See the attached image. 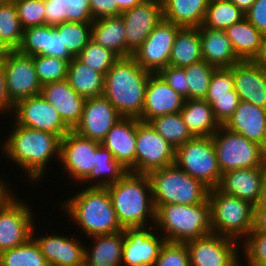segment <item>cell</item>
Segmentation results:
<instances>
[{"label": "cell", "instance_id": "cell-1", "mask_svg": "<svg viewBox=\"0 0 266 266\" xmlns=\"http://www.w3.org/2000/svg\"><path fill=\"white\" fill-rule=\"evenodd\" d=\"M11 131L1 145V153L19 169L24 170L29 181L39 182L47 171L50 161L60 160L61 139L50 132L22 127L14 121Z\"/></svg>", "mask_w": 266, "mask_h": 266}, {"label": "cell", "instance_id": "cell-2", "mask_svg": "<svg viewBox=\"0 0 266 266\" xmlns=\"http://www.w3.org/2000/svg\"><path fill=\"white\" fill-rule=\"evenodd\" d=\"M72 223L80 227L84 237L116 233L124 230L114 210L106 187H85L60 204Z\"/></svg>", "mask_w": 266, "mask_h": 266}, {"label": "cell", "instance_id": "cell-3", "mask_svg": "<svg viewBox=\"0 0 266 266\" xmlns=\"http://www.w3.org/2000/svg\"><path fill=\"white\" fill-rule=\"evenodd\" d=\"M151 74L132 56L120 57L105 74L103 96L113 104L122 117L140 119Z\"/></svg>", "mask_w": 266, "mask_h": 266}, {"label": "cell", "instance_id": "cell-4", "mask_svg": "<svg viewBox=\"0 0 266 266\" xmlns=\"http://www.w3.org/2000/svg\"><path fill=\"white\" fill-rule=\"evenodd\" d=\"M106 188L123 228L155 225L156 209L147 174L127 171Z\"/></svg>", "mask_w": 266, "mask_h": 266}, {"label": "cell", "instance_id": "cell-5", "mask_svg": "<svg viewBox=\"0 0 266 266\" xmlns=\"http://www.w3.org/2000/svg\"><path fill=\"white\" fill-rule=\"evenodd\" d=\"M154 226L166 242L172 243H186L211 234L209 201L195 205H160L156 209Z\"/></svg>", "mask_w": 266, "mask_h": 266}, {"label": "cell", "instance_id": "cell-6", "mask_svg": "<svg viewBox=\"0 0 266 266\" xmlns=\"http://www.w3.org/2000/svg\"><path fill=\"white\" fill-rule=\"evenodd\" d=\"M208 201L212 233L242 243L254 229L255 206L218 188L209 189Z\"/></svg>", "mask_w": 266, "mask_h": 266}, {"label": "cell", "instance_id": "cell-7", "mask_svg": "<svg viewBox=\"0 0 266 266\" xmlns=\"http://www.w3.org/2000/svg\"><path fill=\"white\" fill-rule=\"evenodd\" d=\"M155 209L164 204L195 205L208 199L209 188L175 163L147 174Z\"/></svg>", "mask_w": 266, "mask_h": 266}, {"label": "cell", "instance_id": "cell-8", "mask_svg": "<svg viewBox=\"0 0 266 266\" xmlns=\"http://www.w3.org/2000/svg\"><path fill=\"white\" fill-rule=\"evenodd\" d=\"M175 164L209 189L217 188L220 183L222 172L212 136H194L176 148Z\"/></svg>", "mask_w": 266, "mask_h": 266}, {"label": "cell", "instance_id": "cell-9", "mask_svg": "<svg viewBox=\"0 0 266 266\" xmlns=\"http://www.w3.org/2000/svg\"><path fill=\"white\" fill-rule=\"evenodd\" d=\"M222 173L239 168L266 167V150L223 125L212 135Z\"/></svg>", "mask_w": 266, "mask_h": 266}, {"label": "cell", "instance_id": "cell-10", "mask_svg": "<svg viewBox=\"0 0 266 266\" xmlns=\"http://www.w3.org/2000/svg\"><path fill=\"white\" fill-rule=\"evenodd\" d=\"M176 148L156 132L149 123L137 118L135 165L128 171L148 174L175 163Z\"/></svg>", "mask_w": 266, "mask_h": 266}, {"label": "cell", "instance_id": "cell-11", "mask_svg": "<svg viewBox=\"0 0 266 266\" xmlns=\"http://www.w3.org/2000/svg\"><path fill=\"white\" fill-rule=\"evenodd\" d=\"M33 212L28 201L15 194L0 205V252L22 245L32 237L36 225Z\"/></svg>", "mask_w": 266, "mask_h": 266}, {"label": "cell", "instance_id": "cell-12", "mask_svg": "<svg viewBox=\"0 0 266 266\" xmlns=\"http://www.w3.org/2000/svg\"><path fill=\"white\" fill-rule=\"evenodd\" d=\"M185 244L190 266H243L240 242L231 238L211 233Z\"/></svg>", "mask_w": 266, "mask_h": 266}, {"label": "cell", "instance_id": "cell-13", "mask_svg": "<svg viewBox=\"0 0 266 266\" xmlns=\"http://www.w3.org/2000/svg\"><path fill=\"white\" fill-rule=\"evenodd\" d=\"M101 143L83 137L71 129L60 141V165L74 180L81 184L91 173L97 161V147Z\"/></svg>", "mask_w": 266, "mask_h": 266}, {"label": "cell", "instance_id": "cell-14", "mask_svg": "<svg viewBox=\"0 0 266 266\" xmlns=\"http://www.w3.org/2000/svg\"><path fill=\"white\" fill-rule=\"evenodd\" d=\"M12 114L16 124L34 130L50 132L60 139L71 130L52 104L47 102L42 95L17 101Z\"/></svg>", "mask_w": 266, "mask_h": 266}, {"label": "cell", "instance_id": "cell-15", "mask_svg": "<svg viewBox=\"0 0 266 266\" xmlns=\"http://www.w3.org/2000/svg\"><path fill=\"white\" fill-rule=\"evenodd\" d=\"M180 26L162 19L132 57L145 70L158 73L169 66L175 36Z\"/></svg>", "mask_w": 266, "mask_h": 266}, {"label": "cell", "instance_id": "cell-16", "mask_svg": "<svg viewBox=\"0 0 266 266\" xmlns=\"http://www.w3.org/2000/svg\"><path fill=\"white\" fill-rule=\"evenodd\" d=\"M122 266H154L166 240L155 226L124 228Z\"/></svg>", "mask_w": 266, "mask_h": 266}, {"label": "cell", "instance_id": "cell-17", "mask_svg": "<svg viewBox=\"0 0 266 266\" xmlns=\"http://www.w3.org/2000/svg\"><path fill=\"white\" fill-rule=\"evenodd\" d=\"M3 62L8 92L14 103L41 95L43 85L38 79L32 56L13 50Z\"/></svg>", "mask_w": 266, "mask_h": 266}, {"label": "cell", "instance_id": "cell-18", "mask_svg": "<svg viewBox=\"0 0 266 266\" xmlns=\"http://www.w3.org/2000/svg\"><path fill=\"white\" fill-rule=\"evenodd\" d=\"M124 21L127 57L132 56L163 19L161 0H143L120 15Z\"/></svg>", "mask_w": 266, "mask_h": 266}, {"label": "cell", "instance_id": "cell-19", "mask_svg": "<svg viewBox=\"0 0 266 266\" xmlns=\"http://www.w3.org/2000/svg\"><path fill=\"white\" fill-rule=\"evenodd\" d=\"M122 116L104 96L86 98L81 121L73 129L79 135L102 142Z\"/></svg>", "mask_w": 266, "mask_h": 266}, {"label": "cell", "instance_id": "cell-20", "mask_svg": "<svg viewBox=\"0 0 266 266\" xmlns=\"http://www.w3.org/2000/svg\"><path fill=\"white\" fill-rule=\"evenodd\" d=\"M35 225L32 237L38 243L49 266H84L85 244L82 238L70 235L49 234L36 235ZM84 244V245H83Z\"/></svg>", "mask_w": 266, "mask_h": 266}, {"label": "cell", "instance_id": "cell-21", "mask_svg": "<svg viewBox=\"0 0 266 266\" xmlns=\"http://www.w3.org/2000/svg\"><path fill=\"white\" fill-rule=\"evenodd\" d=\"M185 98L176 92L158 74L152 73L149 76L141 122L148 123L155 117L179 113L183 108Z\"/></svg>", "mask_w": 266, "mask_h": 266}, {"label": "cell", "instance_id": "cell-22", "mask_svg": "<svg viewBox=\"0 0 266 266\" xmlns=\"http://www.w3.org/2000/svg\"><path fill=\"white\" fill-rule=\"evenodd\" d=\"M17 51L28 56L45 55L69 62L75 57L54 26L46 24L23 29L22 42Z\"/></svg>", "mask_w": 266, "mask_h": 266}, {"label": "cell", "instance_id": "cell-23", "mask_svg": "<svg viewBox=\"0 0 266 266\" xmlns=\"http://www.w3.org/2000/svg\"><path fill=\"white\" fill-rule=\"evenodd\" d=\"M41 95L71 129L81 121L86 98L80 96L67 79L44 84Z\"/></svg>", "mask_w": 266, "mask_h": 266}, {"label": "cell", "instance_id": "cell-24", "mask_svg": "<svg viewBox=\"0 0 266 266\" xmlns=\"http://www.w3.org/2000/svg\"><path fill=\"white\" fill-rule=\"evenodd\" d=\"M266 167L239 168L222 173L218 189L257 206L262 193Z\"/></svg>", "mask_w": 266, "mask_h": 266}, {"label": "cell", "instance_id": "cell-25", "mask_svg": "<svg viewBox=\"0 0 266 266\" xmlns=\"http://www.w3.org/2000/svg\"><path fill=\"white\" fill-rule=\"evenodd\" d=\"M232 72L234 90L240 101L266 109V69L246 60L233 65Z\"/></svg>", "mask_w": 266, "mask_h": 266}, {"label": "cell", "instance_id": "cell-26", "mask_svg": "<svg viewBox=\"0 0 266 266\" xmlns=\"http://www.w3.org/2000/svg\"><path fill=\"white\" fill-rule=\"evenodd\" d=\"M136 136L137 118L122 117L101 142L127 171L135 165Z\"/></svg>", "mask_w": 266, "mask_h": 266}, {"label": "cell", "instance_id": "cell-27", "mask_svg": "<svg viewBox=\"0 0 266 266\" xmlns=\"http://www.w3.org/2000/svg\"><path fill=\"white\" fill-rule=\"evenodd\" d=\"M266 150V109L240 101L233 115L223 125Z\"/></svg>", "mask_w": 266, "mask_h": 266}, {"label": "cell", "instance_id": "cell-28", "mask_svg": "<svg viewBox=\"0 0 266 266\" xmlns=\"http://www.w3.org/2000/svg\"><path fill=\"white\" fill-rule=\"evenodd\" d=\"M89 238L93 244H85L84 266H122L124 230Z\"/></svg>", "mask_w": 266, "mask_h": 266}, {"label": "cell", "instance_id": "cell-29", "mask_svg": "<svg viewBox=\"0 0 266 266\" xmlns=\"http://www.w3.org/2000/svg\"><path fill=\"white\" fill-rule=\"evenodd\" d=\"M203 60L216 68H230L241 60L224 30L199 27Z\"/></svg>", "mask_w": 266, "mask_h": 266}, {"label": "cell", "instance_id": "cell-30", "mask_svg": "<svg viewBox=\"0 0 266 266\" xmlns=\"http://www.w3.org/2000/svg\"><path fill=\"white\" fill-rule=\"evenodd\" d=\"M210 0H161L163 19L182 27L203 25Z\"/></svg>", "mask_w": 266, "mask_h": 266}, {"label": "cell", "instance_id": "cell-31", "mask_svg": "<svg viewBox=\"0 0 266 266\" xmlns=\"http://www.w3.org/2000/svg\"><path fill=\"white\" fill-rule=\"evenodd\" d=\"M90 0H45V24L92 23Z\"/></svg>", "mask_w": 266, "mask_h": 266}, {"label": "cell", "instance_id": "cell-32", "mask_svg": "<svg viewBox=\"0 0 266 266\" xmlns=\"http://www.w3.org/2000/svg\"><path fill=\"white\" fill-rule=\"evenodd\" d=\"M180 113L193 136H212L221 126L204 99L185 100Z\"/></svg>", "mask_w": 266, "mask_h": 266}, {"label": "cell", "instance_id": "cell-33", "mask_svg": "<svg viewBox=\"0 0 266 266\" xmlns=\"http://www.w3.org/2000/svg\"><path fill=\"white\" fill-rule=\"evenodd\" d=\"M91 39L112 50L119 57H127L125 26L121 16L94 20L91 26Z\"/></svg>", "mask_w": 266, "mask_h": 266}, {"label": "cell", "instance_id": "cell-34", "mask_svg": "<svg viewBox=\"0 0 266 266\" xmlns=\"http://www.w3.org/2000/svg\"><path fill=\"white\" fill-rule=\"evenodd\" d=\"M203 60L199 27L178 30L169 58V66L185 68Z\"/></svg>", "mask_w": 266, "mask_h": 266}, {"label": "cell", "instance_id": "cell-35", "mask_svg": "<svg viewBox=\"0 0 266 266\" xmlns=\"http://www.w3.org/2000/svg\"><path fill=\"white\" fill-rule=\"evenodd\" d=\"M105 75L74 57L68 66L67 81L84 98L103 96Z\"/></svg>", "mask_w": 266, "mask_h": 266}, {"label": "cell", "instance_id": "cell-36", "mask_svg": "<svg viewBox=\"0 0 266 266\" xmlns=\"http://www.w3.org/2000/svg\"><path fill=\"white\" fill-rule=\"evenodd\" d=\"M224 31L241 61L253 59L264 37L245 17Z\"/></svg>", "mask_w": 266, "mask_h": 266}, {"label": "cell", "instance_id": "cell-37", "mask_svg": "<svg viewBox=\"0 0 266 266\" xmlns=\"http://www.w3.org/2000/svg\"><path fill=\"white\" fill-rule=\"evenodd\" d=\"M127 170L102 144L97 147V161L90 175L81 183L83 187H107L118 181ZM88 186H87V185Z\"/></svg>", "mask_w": 266, "mask_h": 266}, {"label": "cell", "instance_id": "cell-38", "mask_svg": "<svg viewBox=\"0 0 266 266\" xmlns=\"http://www.w3.org/2000/svg\"><path fill=\"white\" fill-rule=\"evenodd\" d=\"M1 266H49L36 240L0 252Z\"/></svg>", "mask_w": 266, "mask_h": 266}, {"label": "cell", "instance_id": "cell-39", "mask_svg": "<svg viewBox=\"0 0 266 266\" xmlns=\"http://www.w3.org/2000/svg\"><path fill=\"white\" fill-rule=\"evenodd\" d=\"M244 17L245 13L229 0H210L203 26L225 30Z\"/></svg>", "mask_w": 266, "mask_h": 266}, {"label": "cell", "instance_id": "cell-40", "mask_svg": "<svg viewBox=\"0 0 266 266\" xmlns=\"http://www.w3.org/2000/svg\"><path fill=\"white\" fill-rule=\"evenodd\" d=\"M148 123L175 148L194 137L183 122L180 112L155 117Z\"/></svg>", "mask_w": 266, "mask_h": 266}, {"label": "cell", "instance_id": "cell-41", "mask_svg": "<svg viewBox=\"0 0 266 266\" xmlns=\"http://www.w3.org/2000/svg\"><path fill=\"white\" fill-rule=\"evenodd\" d=\"M0 38L12 50H17L22 42L23 28L14 0L0 2Z\"/></svg>", "mask_w": 266, "mask_h": 266}, {"label": "cell", "instance_id": "cell-42", "mask_svg": "<svg viewBox=\"0 0 266 266\" xmlns=\"http://www.w3.org/2000/svg\"><path fill=\"white\" fill-rule=\"evenodd\" d=\"M215 69L216 67L204 60L184 68L188 83V99H204L206 97Z\"/></svg>", "mask_w": 266, "mask_h": 266}, {"label": "cell", "instance_id": "cell-43", "mask_svg": "<svg viewBox=\"0 0 266 266\" xmlns=\"http://www.w3.org/2000/svg\"><path fill=\"white\" fill-rule=\"evenodd\" d=\"M92 23L63 22L54 26L64 45L76 57L91 40Z\"/></svg>", "mask_w": 266, "mask_h": 266}, {"label": "cell", "instance_id": "cell-44", "mask_svg": "<svg viewBox=\"0 0 266 266\" xmlns=\"http://www.w3.org/2000/svg\"><path fill=\"white\" fill-rule=\"evenodd\" d=\"M76 57L87 66H90L103 75H105L120 58L112 50L104 48L92 39Z\"/></svg>", "mask_w": 266, "mask_h": 266}, {"label": "cell", "instance_id": "cell-45", "mask_svg": "<svg viewBox=\"0 0 266 266\" xmlns=\"http://www.w3.org/2000/svg\"><path fill=\"white\" fill-rule=\"evenodd\" d=\"M33 62L42 85L67 79L69 61L45 55H35Z\"/></svg>", "mask_w": 266, "mask_h": 266}, {"label": "cell", "instance_id": "cell-46", "mask_svg": "<svg viewBox=\"0 0 266 266\" xmlns=\"http://www.w3.org/2000/svg\"><path fill=\"white\" fill-rule=\"evenodd\" d=\"M241 245L244 266H266V234L253 229Z\"/></svg>", "mask_w": 266, "mask_h": 266}, {"label": "cell", "instance_id": "cell-47", "mask_svg": "<svg viewBox=\"0 0 266 266\" xmlns=\"http://www.w3.org/2000/svg\"><path fill=\"white\" fill-rule=\"evenodd\" d=\"M23 29L45 25V0H14Z\"/></svg>", "mask_w": 266, "mask_h": 266}, {"label": "cell", "instance_id": "cell-48", "mask_svg": "<svg viewBox=\"0 0 266 266\" xmlns=\"http://www.w3.org/2000/svg\"><path fill=\"white\" fill-rule=\"evenodd\" d=\"M154 266H190V255L185 243L165 242Z\"/></svg>", "mask_w": 266, "mask_h": 266}, {"label": "cell", "instance_id": "cell-49", "mask_svg": "<svg viewBox=\"0 0 266 266\" xmlns=\"http://www.w3.org/2000/svg\"><path fill=\"white\" fill-rule=\"evenodd\" d=\"M204 100L211 105L214 117L220 125H224L233 115L240 102L239 96L234 89L230 91V95L206 96Z\"/></svg>", "mask_w": 266, "mask_h": 266}, {"label": "cell", "instance_id": "cell-50", "mask_svg": "<svg viewBox=\"0 0 266 266\" xmlns=\"http://www.w3.org/2000/svg\"><path fill=\"white\" fill-rule=\"evenodd\" d=\"M234 89V78L232 67L216 68L211 76L206 96L230 95Z\"/></svg>", "mask_w": 266, "mask_h": 266}, {"label": "cell", "instance_id": "cell-51", "mask_svg": "<svg viewBox=\"0 0 266 266\" xmlns=\"http://www.w3.org/2000/svg\"><path fill=\"white\" fill-rule=\"evenodd\" d=\"M158 74L172 87L176 92L188 100V83L184 68L167 66L161 69Z\"/></svg>", "mask_w": 266, "mask_h": 266}, {"label": "cell", "instance_id": "cell-52", "mask_svg": "<svg viewBox=\"0 0 266 266\" xmlns=\"http://www.w3.org/2000/svg\"><path fill=\"white\" fill-rule=\"evenodd\" d=\"M245 18L266 36V0H255L245 13Z\"/></svg>", "mask_w": 266, "mask_h": 266}, {"label": "cell", "instance_id": "cell-53", "mask_svg": "<svg viewBox=\"0 0 266 266\" xmlns=\"http://www.w3.org/2000/svg\"><path fill=\"white\" fill-rule=\"evenodd\" d=\"M90 7L93 20L120 16L122 13L115 0H90Z\"/></svg>", "mask_w": 266, "mask_h": 266}, {"label": "cell", "instance_id": "cell-54", "mask_svg": "<svg viewBox=\"0 0 266 266\" xmlns=\"http://www.w3.org/2000/svg\"><path fill=\"white\" fill-rule=\"evenodd\" d=\"M14 107L6 84L4 62L0 61V116L13 113Z\"/></svg>", "mask_w": 266, "mask_h": 266}, {"label": "cell", "instance_id": "cell-55", "mask_svg": "<svg viewBox=\"0 0 266 266\" xmlns=\"http://www.w3.org/2000/svg\"><path fill=\"white\" fill-rule=\"evenodd\" d=\"M254 229L266 234V207H255Z\"/></svg>", "mask_w": 266, "mask_h": 266}, {"label": "cell", "instance_id": "cell-56", "mask_svg": "<svg viewBox=\"0 0 266 266\" xmlns=\"http://www.w3.org/2000/svg\"><path fill=\"white\" fill-rule=\"evenodd\" d=\"M255 65L266 69V36L263 37L257 54L251 60Z\"/></svg>", "mask_w": 266, "mask_h": 266}, {"label": "cell", "instance_id": "cell-57", "mask_svg": "<svg viewBox=\"0 0 266 266\" xmlns=\"http://www.w3.org/2000/svg\"><path fill=\"white\" fill-rule=\"evenodd\" d=\"M6 181L7 180L0 177V205H2L15 192L13 189H10V184Z\"/></svg>", "mask_w": 266, "mask_h": 266}, {"label": "cell", "instance_id": "cell-58", "mask_svg": "<svg viewBox=\"0 0 266 266\" xmlns=\"http://www.w3.org/2000/svg\"><path fill=\"white\" fill-rule=\"evenodd\" d=\"M118 8L123 12L141 3L143 0H115Z\"/></svg>", "mask_w": 266, "mask_h": 266}, {"label": "cell", "instance_id": "cell-59", "mask_svg": "<svg viewBox=\"0 0 266 266\" xmlns=\"http://www.w3.org/2000/svg\"><path fill=\"white\" fill-rule=\"evenodd\" d=\"M234 3L243 13H246L255 0H229Z\"/></svg>", "mask_w": 266, "mask_h": 266}, {"label": "cell", "instance_id": "cell-60", "mask_svg": "<svg viewBox=\"0 0 266 266\" xmlns=\"http://www.w3.org/2000/svg\"><path fill=\"white\" fill-rule=\"evenodd\" d=\"M12 51L0 38V61H4Z\"/></svg>", "mask_w": 266, "mask_h": 266}, {"label": "cell", "instance_id": "cell-61", "mask_svg": "<svg viewBox=\"0 0 266 266\" xmlns=\"http://www.w3.org/2000/svg\"><path fill=\"white\" fill-rule=\"evenodd\" d=\"M255 207H266V170L263 176L261 198H260L258 205Z\"/></svg>", "mask_w": 266, "mask_h": 266}]
</instances>
